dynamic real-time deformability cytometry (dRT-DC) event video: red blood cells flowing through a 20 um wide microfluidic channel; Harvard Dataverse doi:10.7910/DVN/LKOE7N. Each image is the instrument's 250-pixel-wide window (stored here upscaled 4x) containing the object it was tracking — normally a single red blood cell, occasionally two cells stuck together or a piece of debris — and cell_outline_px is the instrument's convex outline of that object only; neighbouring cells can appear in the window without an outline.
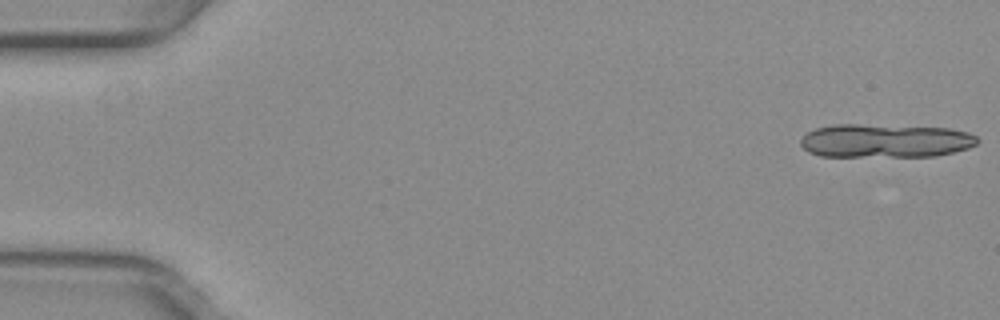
{"species": "common noctule bat (a hibernating species)", "species_latin": "Nyctalus noctula", "temperature_condition": "warm", "stored_images_in_passage": 11, "camera_frame_rate_fps": 3000, "um_per_image_px": 0.085, "animal": {"sex": "female", "body_mass_g": 29.2, "forearm_length_mm": 56.3}, "frame": {"image": 1, "passage_image": 1, "time_ms": 0.0, "image_size_px": [1000, 320], "cell_outline_px": [[980, 140], [976, 144], [968, 148], [936, 156], [820, 156], [808, 152], [800, 144], [800, 140], [808, 132], [816, 128], [836, 124], [860, 124], [952, 128], [968, 132], [976, 136]], "centroid_in_image_um": [75.26, 11.96], "position_along_channel_um": 9.7, "area_um2": 34.74}}